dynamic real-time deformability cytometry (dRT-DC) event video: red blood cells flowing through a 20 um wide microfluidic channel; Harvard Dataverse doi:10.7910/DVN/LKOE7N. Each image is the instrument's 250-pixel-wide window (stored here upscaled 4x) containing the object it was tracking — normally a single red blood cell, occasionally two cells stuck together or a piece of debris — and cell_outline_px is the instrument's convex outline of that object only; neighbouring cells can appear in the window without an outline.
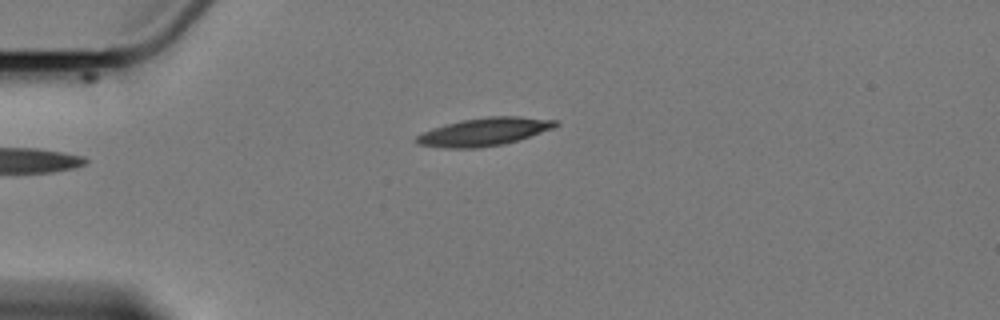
{"species": "Egyptian fruit bat (a non-hibernating species)", "species_latin": "Rousettus aegyptiacus", "temperature_condition": "cold", "stored_images_in_passage": 5, "camera_frame_rate_fps": 3000, "um_per_image_px": 0.085, "animal": {"sex": "female"}, "frame": {"image": 1, "passage_image": 4, "time_ms": 4.333, "image_size_px": [1000, 320], "cell_outline_px": [[560, 124], [552, 128], [504, 144], [476, 148], [444, 148], [416, 144], [416, 136], [432, 128], [460, 120], [488, 116], [520, 116], [556, 120]], "centroid_in_image_um": [41.12, 11.19], "position_along_channel_um": 43.9, "area_um2": 22.48}}